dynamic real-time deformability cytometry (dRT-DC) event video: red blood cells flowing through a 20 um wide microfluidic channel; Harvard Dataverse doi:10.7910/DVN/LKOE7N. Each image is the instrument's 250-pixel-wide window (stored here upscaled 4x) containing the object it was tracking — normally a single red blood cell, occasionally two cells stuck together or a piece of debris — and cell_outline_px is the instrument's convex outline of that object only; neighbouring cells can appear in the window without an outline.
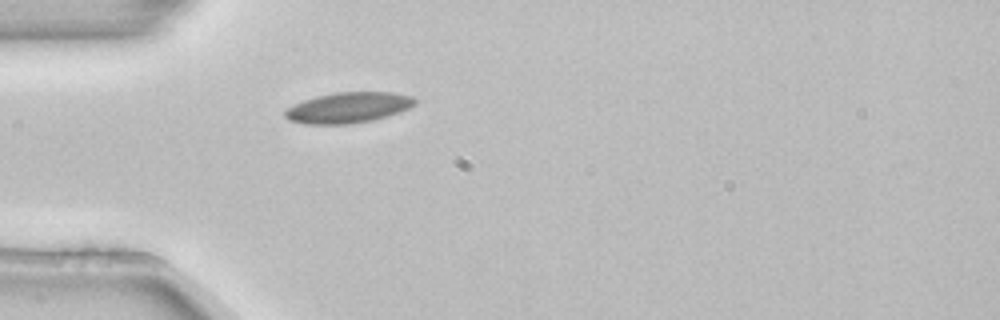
{"species": "common noctule bat (a hibernating species)", "species_latin": "Nyctalus noctula", "temperature_condition": "room temperature", "stored_images_in_passage": 1, "camera_frame_rate_fps": 3000, "um_per_image_px": 0.085, "animal": {"sex": "female", "body_mass_g": 22.7, "forearm_length_mm": 54.2}, "frame": {"image": 1, "passage_image": 1, "time_ms": 0.0, "image_size_px": [1000, 320], "cell_outline_px": [[416, 100], [408, 108], [400, 112], [388, 116], [372, 120], [352, 124], [304, 124], [288, 120], [284, 116], [284, 108], [304, 100], [316, 96], [336, 92], [392, 92], [412, 96]], "centroid_in_image_um": [29.55, 9.15], "position_along_channel_um": 55.5, "area_um2": 23.29}}